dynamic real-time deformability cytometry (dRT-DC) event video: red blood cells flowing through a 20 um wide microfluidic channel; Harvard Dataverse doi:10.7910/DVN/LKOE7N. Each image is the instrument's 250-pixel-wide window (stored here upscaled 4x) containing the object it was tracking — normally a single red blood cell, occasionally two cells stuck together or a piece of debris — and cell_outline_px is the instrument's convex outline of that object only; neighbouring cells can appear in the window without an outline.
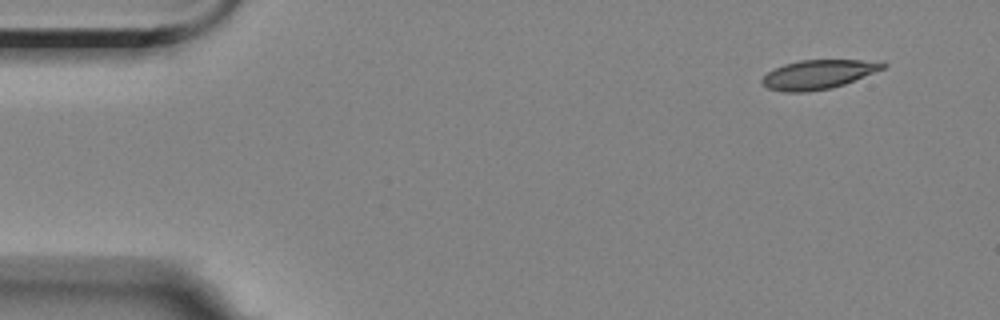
{"species": "Egyptian fruit bat (a non-hibernating species)", "species_latin": "Rousettus aegyptiacus", "temperature_condition": "room temperature", "stored_images_in_passage": 4, "camera_frame_rate_fps": 3000, "um_per_image_px": 0.085, "animal": {"sex": "female"}, "frame": {"image": 1, "passage_image": 1, "time_ms": 0.0, "image_size_px": [1000, 320], "cell_outline_px": [[888, 64], [884, 68], [844, 84], [832, 88], [808, 92], [784, 92], [768, 88], [760, 84], [760, 80], [768, 72], [784, 64], [800, 60], [880, 60]], "centroid_in_image_um": [69.55, 6.33], "position_along_channel_um": 15.5, "area_um2": 20.58}}
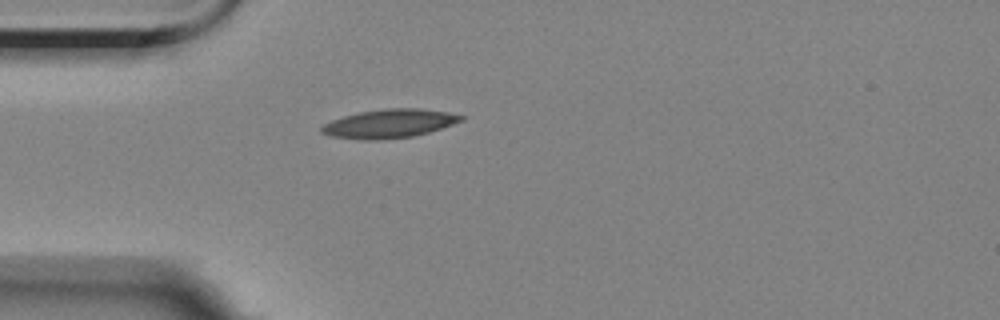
{"frame": {"image": 2, "passage_image": 4, "time_ms": 3.667, "image_size_px": [1000, 320], "cell_outline_px": [[464, 120], [428, 132], [412, 136], [376, 140], [364, 140], [328, 136], [320, 132], [320, 128], [324, 124], [332, 120], [344, 116], [360, 112], [384, 108], [420, 108], [448, 112], [464, 116]], "centroid_in_image_um": [33.06, 10.5], "position_along_channel_um": 51.9, "area_um2": 23.24}}